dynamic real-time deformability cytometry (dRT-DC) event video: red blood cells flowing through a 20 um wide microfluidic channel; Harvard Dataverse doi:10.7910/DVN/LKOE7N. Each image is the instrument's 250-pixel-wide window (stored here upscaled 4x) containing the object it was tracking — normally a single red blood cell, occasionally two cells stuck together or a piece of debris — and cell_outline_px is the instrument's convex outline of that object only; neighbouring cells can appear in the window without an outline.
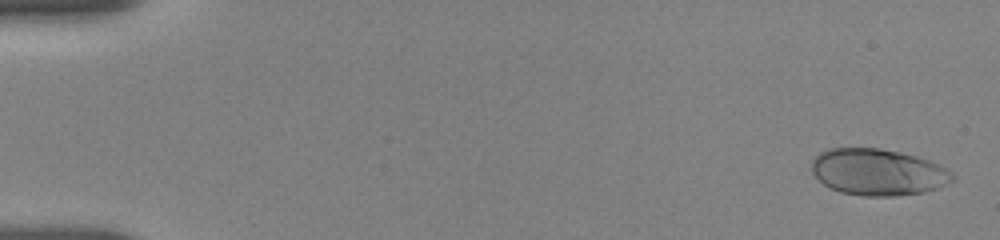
{"species": "human", "species_latin": "Homo sapiens", "temperature_condition": "room temperature", "stored_images_in_passage": 18, "camera_frame_rate_fps": 3000, "um_per_image_px": 0.085, "donor": {"sex": "female"}, "frame": {"image": 1, "passage_image": 2, "time_ms": 0.333, "image_size_px": [1000, 240], "cell_outline_px": [[956, 180], [948, 184], [924, 192], [896, 196], [864, 196], [840, 192], [824, 184], [812, 172], [812, 160], [820, 152], [828, 148], [880, 148], [900, 152], [916, 156], [928, 160], [952, 172], [956, 176]], "centroid_in_image_um": [74.64, 14.63], "position_along_channel_um": 10.4, "area_um2": 38.21}}
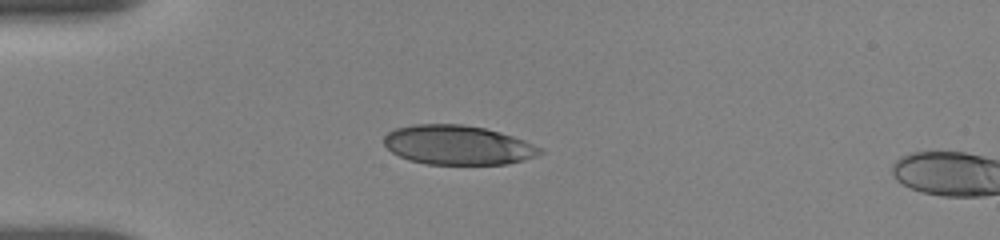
{"frame": {"image": 2, "passage_image": 15, "time_ms": 4.667, "image_size_px": [1000, 240], "cell_outline_px": [[544, 152], [524, 160], [508, 164], [424, 164], [408, 160], [392, 152], [384, 144], [384, 136], [388, 132], [396, 128], [412, 124], [460, 124], [484, 128], [500, 132], [524, 140], [544, 148]], "centroid_in_image_um": [38.92, 12.33], "position_along_channel_um": 46.1, "area_um2": 35.89}}